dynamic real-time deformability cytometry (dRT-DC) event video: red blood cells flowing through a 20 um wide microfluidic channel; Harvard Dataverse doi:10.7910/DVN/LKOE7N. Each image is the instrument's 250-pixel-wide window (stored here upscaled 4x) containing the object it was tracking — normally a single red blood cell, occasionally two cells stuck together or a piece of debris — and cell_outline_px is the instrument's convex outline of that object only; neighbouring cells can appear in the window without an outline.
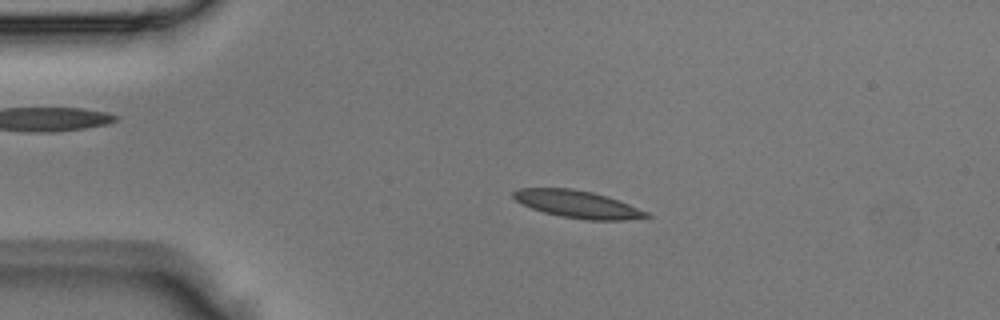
{"species": "Egyptian fruit bat (a non-hibernating species)", "species_latin": "Rousettus aegyptiacus", "temperature_condition": "room temperature", "stored_images_in_passage": 3, "camera_frame_rate_fps": 3000, "um_per_image_px": 0.085, "animal": {"sex": "male"}, "frame": {"image": 1, "passage_image": 2, "time_ms": 0.333, "image_size_px": [1000, 320], "cell_outline_px": [[652, 216], [624, 220], [588, 220], [560, 216], [544, 212], [532, 208], [516, 200], [512, 196], [512, 192], [520, 188], [572, 188], [592, 192], [628, 204], [648, 212]], "centroid_in_image_um": [49.07, 17.36], "position_along_channel_um": 35.9, "area_um2": 20.87}}